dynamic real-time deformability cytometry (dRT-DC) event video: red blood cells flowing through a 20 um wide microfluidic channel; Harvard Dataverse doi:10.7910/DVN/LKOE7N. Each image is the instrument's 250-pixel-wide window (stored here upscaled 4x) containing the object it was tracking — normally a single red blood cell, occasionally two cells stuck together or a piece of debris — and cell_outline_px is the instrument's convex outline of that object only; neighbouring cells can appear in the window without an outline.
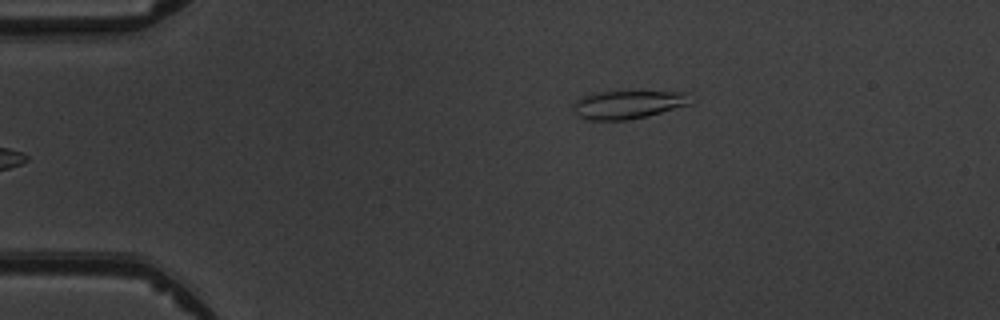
{"species": "common noctule bat (a hibernating species)", "species_latin": "Nyctalus noctula", "temperature_condition": "warm", "stored_images_in_passage": 5, "camera_frame_rate_fps": 3000, "um_per_image_px": 0.085, "animal": {"sex": "male", "body_mass_g": 19.5, "forearm_length_mm": 54.6}, "frame": {"image": 1, "passage_image": 5, "time_ms": 4.667, "image_size_px": [1000, 320], "cell_outline_px": [[688, 104], [648, 116], [628, 120], [588, 120], [576, 116], [576, 100], [580, 96], [600, 92], [688, 92]], "centroid_in_image_um": [53.33, 8.9], "position_along_channel_um": 31.7, "area_um2": 18.84}}